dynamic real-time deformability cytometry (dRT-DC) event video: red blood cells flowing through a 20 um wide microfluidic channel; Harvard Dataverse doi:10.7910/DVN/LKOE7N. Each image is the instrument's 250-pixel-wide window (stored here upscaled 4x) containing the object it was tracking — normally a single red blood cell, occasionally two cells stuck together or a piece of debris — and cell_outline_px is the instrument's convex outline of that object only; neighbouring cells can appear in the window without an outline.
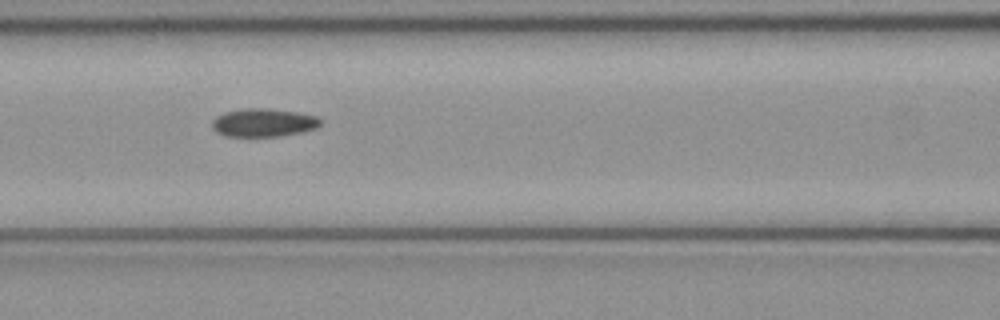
{"species": "common noctule bat (a hibernating species)", "species_latin": "Nyctalus noctula", "temperature_condition": "cold", "stored_images_in_passage": 10, "camera_frame_rate_fps": 3000, "um_per_image_px": 0.085, "animal": {"sex": "female", "body_mass_g": 21.9}, "frame": {"image": 1, "passage_image": 7, "time_ms": 2.0, "image_size_px": [1000, 320], "cell_outline_px": [[324, 120], [316, 128], [304, 132], [280, 136], [224, 136], [216, 132], [212, 128], [212, 120], [216, 116], [224, 112], [244, 108], [264, 108], [300, 112], [316, 116]], "centroid_in_image_um": [22.41, 10.42], "position_along_channel_um": 144.2, "area_um2": 18.09}}
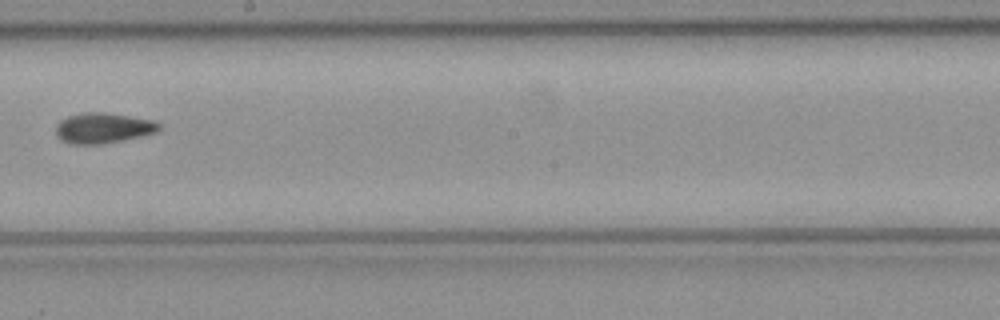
{"frame": {"image": 2, "passage_image": 9, "time_ms": 2.667, "image_size_px": [1000, 320], "cell_outline_px": [[160, 128], [156, 132], [140, 136], [104, 144], [72, 144], [60, 140], [56, 136], [56, 124], [60, 120], [68, 116], [88, 112], [108, 112], [156, 120], [160, 124]], "centroid_in_image_um": [8.76, 10.87], "position_along_channel_um": 239.4, "area_um2": 18.5}}
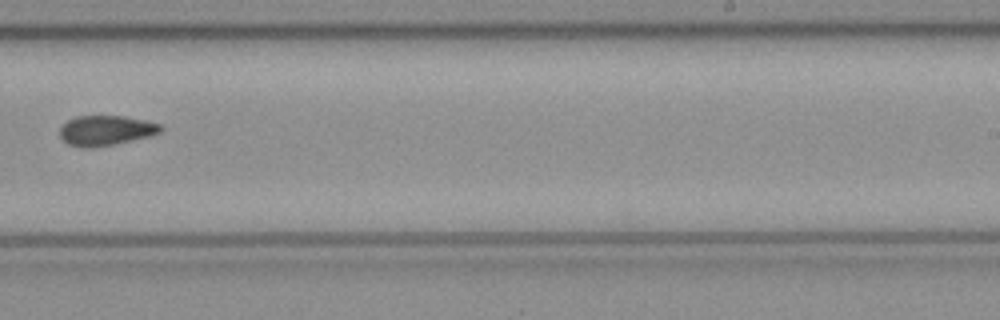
{"frame": {"image": 3, "passage_image": 10, "time_ms": 3.0, "image_size_px": [1000, 320], "cell_outline_px": [[164, 128], [160, 132], [148, 136], [132, 140], [92, 148], [80, 148], [68, 144], [60, 136], [60, 128], [68, 120], [76, 116], [124, 116], [144, 120], [160, 124]], "centroid_in_image_um": [8.98, 11.09], "position_along_channel_um": 280.0, "area_um2": 17.51}}